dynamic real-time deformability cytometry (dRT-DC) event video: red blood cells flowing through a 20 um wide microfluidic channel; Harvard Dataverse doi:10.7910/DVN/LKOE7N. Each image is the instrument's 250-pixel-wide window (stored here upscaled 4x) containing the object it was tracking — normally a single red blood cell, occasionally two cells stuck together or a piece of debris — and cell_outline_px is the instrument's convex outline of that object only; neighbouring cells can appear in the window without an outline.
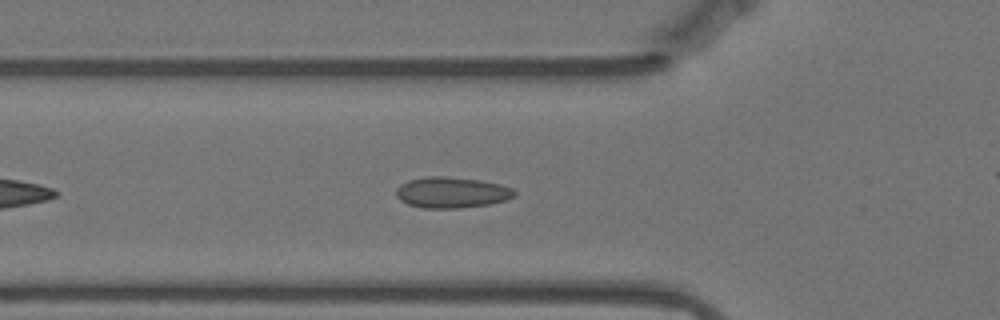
{"species": "Egyptian fruit bat (a non-hibernating species)", "species_latin": "Rousettus aegyptiacus", "temperature_condition": "warm", "stored_images_in_passage": 30, "camera_frame_rate_fps": 3000, "um_per_image_px": 0.085, "animal": {"sex": "female"}, "frame": {"image": 1, "passage_image": 8, "time_ms": 2.333, "image_size_px": [1000, 320], "cell_outline_px": [[516, 196], [508, 200], [492, 204], [460, 208], [424, 208], [408, 204], [400, 200], [396, 196], [396, 188], [400, 184], [408, 180], [424, 176], [444, 176], [480, 180], [500, 184], [512, 188], [516, 192]], "centroid_in_image_um": [38.41, 16.36], "position_along_channel_um": 87.4, "area_um2": 21.62}}
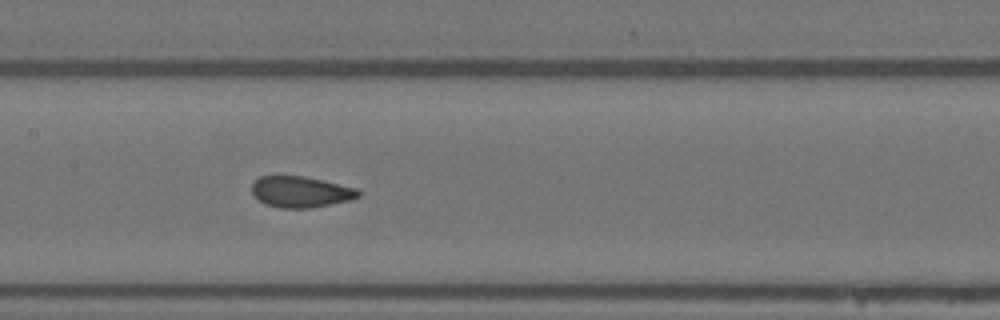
{"frame": {"image": 2, "passage_image": 16, "time_ms": 5.0, "image_size_px": [1000, 320], "cell_outline_px": [[360, 196], [348, 200], [308, 208], [280, 208], [264, 204], [252, 192], [252, 184], [260, 176], [276, 172], [304, 176], [356, 188], [360, 192]], "centroid_in_image_um": [25.47, 16.26], "position_along_channel_um": 181.9, "area_um2": 19.59}}
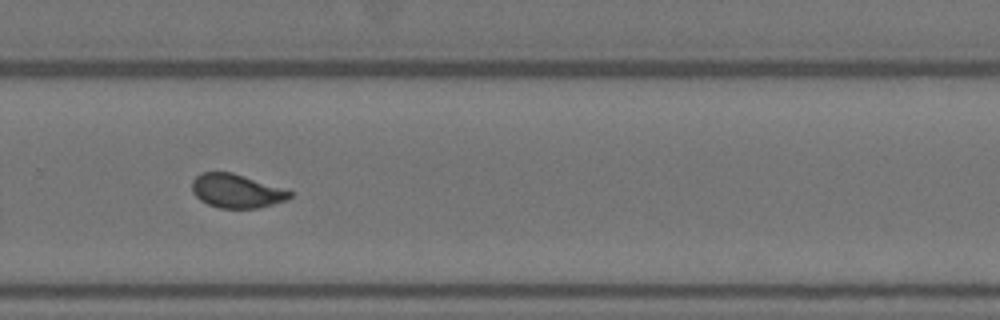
{"frame": {"image": 3, "passage_image": 27, "time_ms": 8.667, "image_size_px": [1000, 320], "cell_outline_px": [[292, 196], [288, 200], [256, 208], [220, 208], [208, 204], [200, 200], [192, 192], [192, 180], [200, 172], [232, 172], [292, 192]], "centroid_in_image_um": [20.06, 16.23], "position_along_channel_um": 309.7, "area_um2": 19.02}}